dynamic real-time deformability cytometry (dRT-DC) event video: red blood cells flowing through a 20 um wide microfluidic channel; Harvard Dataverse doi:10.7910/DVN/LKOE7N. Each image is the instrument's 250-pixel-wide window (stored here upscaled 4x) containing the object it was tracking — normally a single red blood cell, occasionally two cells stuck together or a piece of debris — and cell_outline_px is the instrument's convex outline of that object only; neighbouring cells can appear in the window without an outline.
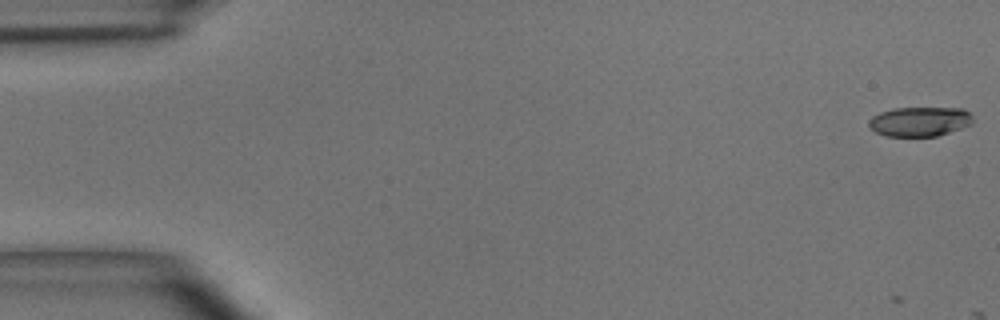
{"species": "common noctule bat (a hibernating species)", "species_latin": "Nyctalus noctula", "temperature_condition": "room temperature", "stored_images_in_passage": 6, "camera_frame_rate_fps": 3000, "um_per_image_px": 0.085, "animal": {"sex": "male", "body_mass_g": 15.6}, "frame": {"image": 1, "passage_image": 1, "time_ms": 0.0, "image_size_px": [1000, 320], "cell_outline_px": [[972, 124], [936, 136], [888, 136], [876, 132], [868, 124], [868, 120], [872, 116], [880, 112], [892, 108], [964, 108], [972, 116]], "centroid_in_image_um": [78.16, 10.32], "position_along_channel_um": 6.8, "area_um2": 17.8}}